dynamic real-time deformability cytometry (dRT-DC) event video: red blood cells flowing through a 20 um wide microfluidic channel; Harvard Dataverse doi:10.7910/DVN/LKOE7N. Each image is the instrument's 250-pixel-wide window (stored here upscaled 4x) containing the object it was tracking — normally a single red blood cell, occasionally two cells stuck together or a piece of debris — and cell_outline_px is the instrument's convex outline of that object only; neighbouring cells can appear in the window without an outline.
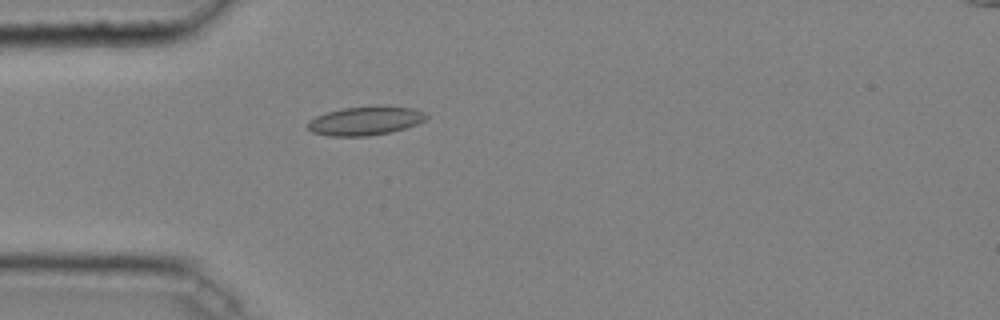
{"species": "common noctule bat (a hibernating species)", "species_latin": "Nyctalus noctula", "temperature_condition": "cold", "stored_images_in_passage": 41, "camera_frame_rate_fps": 3000, "um_per_image_px": 0.085, "animal": {"sex": "male", "body_mass_g": 20.4}, "frame": {"image": 1, "passage_image": 12, "time_ms": 3.667, "image_size_px": [1000, 320], "cell_outline_px": [[428, 116], [424, 120], [416, 124], [392, 132], [368, 136], [328, 136], [312, 132], [308, 128], [308, 120], [316, 116], [328, 112], [344, 108], [376, 104], [412, 108], [424, 112]], "centroid_in_image_um": [31.05, 10.25], "position_along_channel_um": 53.9, "area_um2": 20.11}}
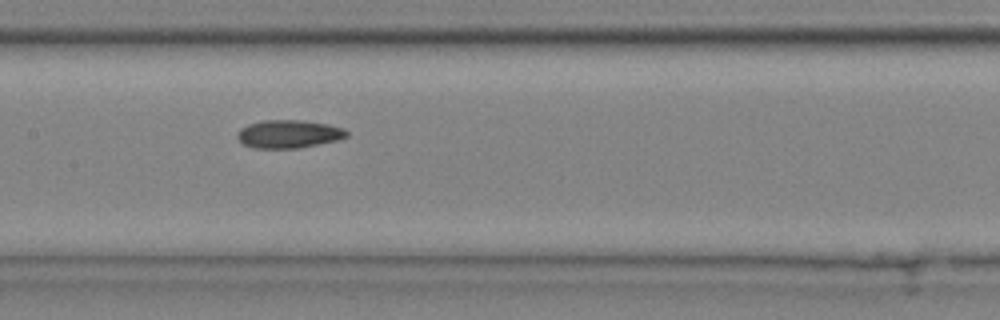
{"frame": {"image": 2, "passage_image": 22, "time_ms": 7.0, "image_size_px": [1000, 320], "cell_outline_px": [[348, 136], [336, 140], [300, 148], [252, 148], [244, 144], [236, 136], [236, 132], [240, 128], [248, 124], [264, 120], [300, 120], [328, 124], [344, 128], [348, 132]], "centroid_in_image_um": [24.52, 11.39], "position_along_channel_um": 182.9, "area_um2": 17.92}}
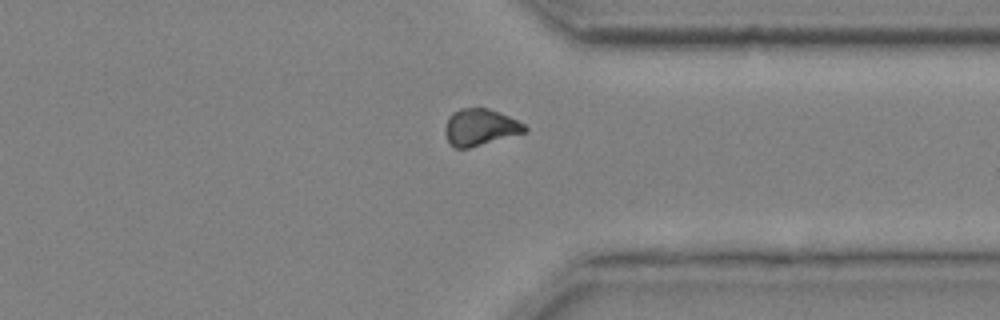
{"frame": {"image": 3, "passage_image": 36, "time_ms": 11.667, "image_size_px": [1000, 320], "cell_outline_px": [[528, 132], [468, 148], [452, 148], [448, 144], [444, 132], [444, 128], [448, 116], [452, 112], [460, 108], [488, 108], [500, 112], [524, 124], [528, 128]], "centroid_in_image_um": [40.78, 10.82], "position_along_channel_um": 370.6, "area_um2": 17.34}, "authors_computed_cell_mechanics": {"area_um2": 17.918, "velocity_mm_per_s": 4.0489, "shape_relaxation_time_tau1_ms": null, "shape_relaxation_time_tau2_ms": 4.3069, "deformation_change_tau1": null, "deformation_change_tau2": 0.0793}}